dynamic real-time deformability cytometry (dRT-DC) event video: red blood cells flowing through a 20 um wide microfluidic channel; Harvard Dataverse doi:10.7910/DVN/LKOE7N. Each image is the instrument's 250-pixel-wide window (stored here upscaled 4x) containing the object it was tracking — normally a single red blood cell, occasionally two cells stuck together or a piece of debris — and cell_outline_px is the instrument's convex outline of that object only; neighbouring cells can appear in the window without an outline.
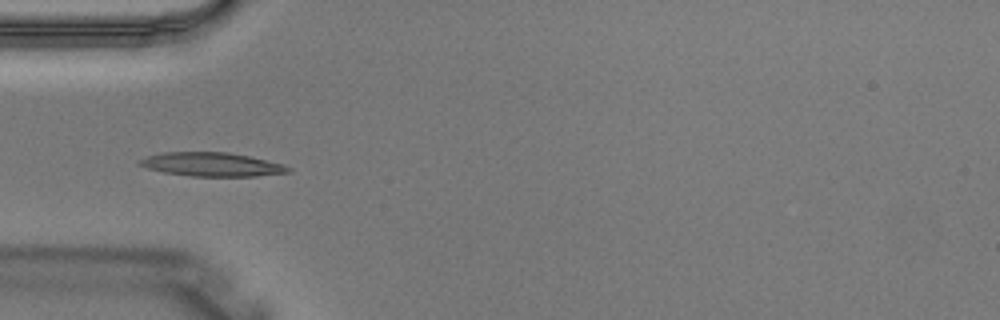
{"species": "Egyptian fruit bat (a non-hibernating species)", "species_latin": "Rousettus aegyptiacus", "temperature_condition": "warm", "stored_images_in_passage": 3, "camera_frame_rate_fps": 3000, "um_per_image_px": 0.085, "animal": {"sex": "male"}, "frame": {"image": 1, "passage_image": 3, "time_ms": 0.667, "image_size_px": [1000, 320], "cell_outline_px": [[292, 172], [256, 176], [192, 176], [164, 172], [148, 168], [136, 164], [136, 160], [160, 152], [228, 152], [248, 156], [284, 164], [292, 168]], "centroid_in_image_um": [17.99, 13.97], "position_along_channel_um": 67.0, "area_um2": 20.69}}